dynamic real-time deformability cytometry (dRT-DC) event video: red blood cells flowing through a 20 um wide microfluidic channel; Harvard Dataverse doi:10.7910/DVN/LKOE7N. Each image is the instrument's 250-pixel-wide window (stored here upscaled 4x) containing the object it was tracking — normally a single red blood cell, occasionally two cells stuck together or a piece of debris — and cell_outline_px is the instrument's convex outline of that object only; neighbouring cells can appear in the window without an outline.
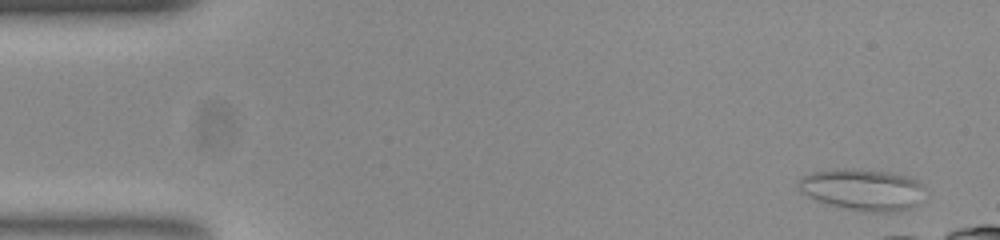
{"species": "common noctule bat (a hibernating species)", "species_latin": "Nyctalus noctula", "temperature_condition": "room temperature", "stored_images_in_passage": 15, "camera_frame_rate_fps": 3000, "um_per_image_px": 0.085, "animal": {"sex": "female", "body_mass_g": 23.0, "forearm_length_mm": 53.4}, "frame": {"image": 1, "passage_image": 1, "time_ms": 0.0, "image_size_px": [1000, 240], "cell_outline_px": [[916, 184], [912, 204], [904, 208], [888, 212], [868, 212], [844, 208], [828, 204], [808, 196], [800, 192], [796, 184], [804, 176], [816, 172], [844, 168], [884, 172], [908, 176], [916, 180]], "centroid_in_image_um": [73.09, 16.11], "position_along_channel_um": 11.9, "area_um2": 28.73}}